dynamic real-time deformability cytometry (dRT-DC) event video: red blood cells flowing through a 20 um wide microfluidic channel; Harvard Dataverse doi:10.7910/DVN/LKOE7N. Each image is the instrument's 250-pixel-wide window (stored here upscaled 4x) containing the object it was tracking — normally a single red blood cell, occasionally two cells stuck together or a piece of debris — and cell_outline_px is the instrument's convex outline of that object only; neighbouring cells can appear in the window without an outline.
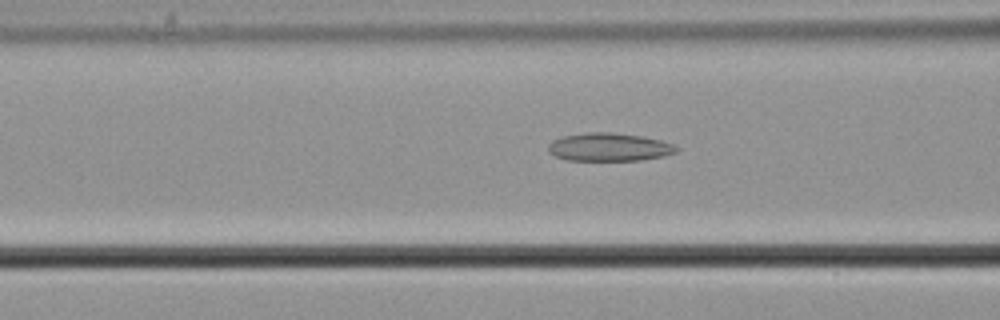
{"species": "common noctule bat (a hibernating species)", "species_latin": "Nyctalus noctula", "temperature_condition": "cold", "stored_images_in_passage": 56, "camera_frame_rate_fps": 3000, "um_per_image_px": 0.085, "animal": {"sex": "male", "body_mass_g": 21.5, "forearm_length_mm": 52.0}, "frame": {"image": 1, "passage_image": 22, "time_ms": 7.0, "image_size_px": [1000, 320], "cell_outline_px": [[680, 148], [676, 152], [664, 156], [640, 160], [568, 160], [556, 156], [548, 152], [548, 144], [552, 140], [560, 136], [588, 132], [612, 132], [644, 136], [660, 140], [672, 144]], "centroid_in_image_um": [51.76, 12.49], "position_along_channel_um": 114.8, "area_um2": 21.15}}
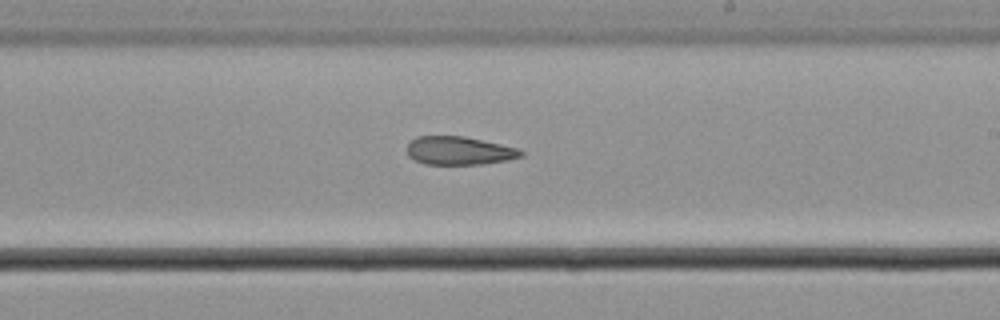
{"frame": {"image": 2, "passage_image": 33, "time_ms": 10.667, "image_size_px": [1000, 320], "cell_outline_px": [[524, 156], [508, 160], [480, 164], [424, 164], [408, 156], [408, 144], [416, 136], [464, 136], [520, 148], [524, 152]], "centroid_in_image_um": [39.07, 12.8], "position_along_channel_um": 249.9, "area_um2": 18.84}}
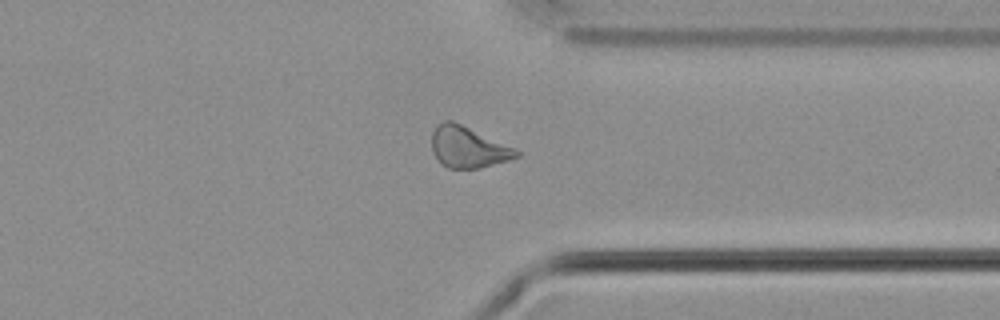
{"frame": {"image": 3, "passage_image": 43, "time_ms": 14.0, "image_size_px": [1000, 320], "cell_outline_px": [[520, 156], [508, 160], [480, 168], [448, 168], [440, 164], [432, 152], [432, 132], [436, 124], [444, 120], [452, 120], [516, 148], [520, 152]], "centroid_in_image_um": [39.76, 12.5], "position_along_channel_um": 371.6, "area_um2": 20.46}, "authors_computed_cell_mechanics": {"area_um2": 21.675, "velocity_mm_per_s": 3.6897, "shape_relaxation_time_tau1_ms": null, "shape_relaxation_time_tau2_ms": 8.3286, "deformation_change_tau1": null, "deformation_change_tau2": 0.1791}}